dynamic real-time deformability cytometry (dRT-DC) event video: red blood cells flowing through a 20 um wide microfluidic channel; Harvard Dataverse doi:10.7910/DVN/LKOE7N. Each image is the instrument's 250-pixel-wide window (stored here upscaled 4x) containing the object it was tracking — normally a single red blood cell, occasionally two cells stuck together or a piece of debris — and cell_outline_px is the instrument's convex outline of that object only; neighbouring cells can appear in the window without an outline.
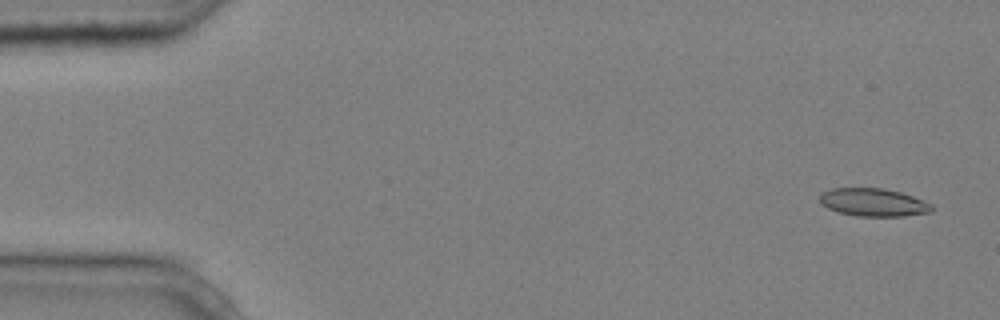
{"species": "common noctule bat (a hibernating species)", "species_latin": "Nyctalus noctula", "temperature_condition": "cold", "stored_images_in_passage": 5, "camera_frame_rate_fps": 3000, "um_per_image_px": 0.085, "animal": {"sex": "male", "body_mass_g": 20.4}, "frame": {"image": 1, "passage_image": 1, "time_ms": 0.0, "image_size_px": [1000, 320], "cell_outline_px": [[932, 212], [904, 216], [856, 216], [836, 212], [820, 204], [820, 192], [832, 188], [884, 188], [900, 192], [912, 196], [932, 204]], "centroid_in_image_um": [74.2, 17.2], "position_along_channel_um": 10.8, "area_um2": 18.38}}
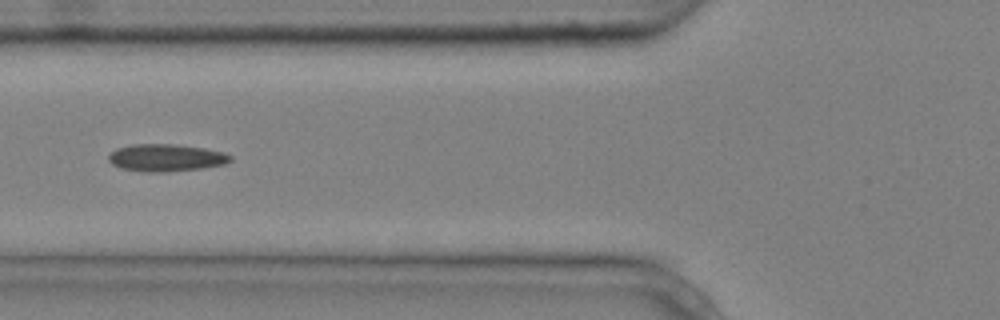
{"frame": {"image": 2, "passage_image": 5, "time_ms": 1.333, "image_size_px": [1000, 320], "cell_outline_px": [[232, 160], [224, 164], [204, 168], [164, 172], [148, 172], [120, 168], [112, 164], [108, 160], [108, 156], [116, 148], [132, 144], [172, 144], [204, 148], [224, 152], [232, 156]], "centroid_in_image_um": [14.11, 13.41], "position_along_channel_um": 111.7, "area_um2": 19.42}}